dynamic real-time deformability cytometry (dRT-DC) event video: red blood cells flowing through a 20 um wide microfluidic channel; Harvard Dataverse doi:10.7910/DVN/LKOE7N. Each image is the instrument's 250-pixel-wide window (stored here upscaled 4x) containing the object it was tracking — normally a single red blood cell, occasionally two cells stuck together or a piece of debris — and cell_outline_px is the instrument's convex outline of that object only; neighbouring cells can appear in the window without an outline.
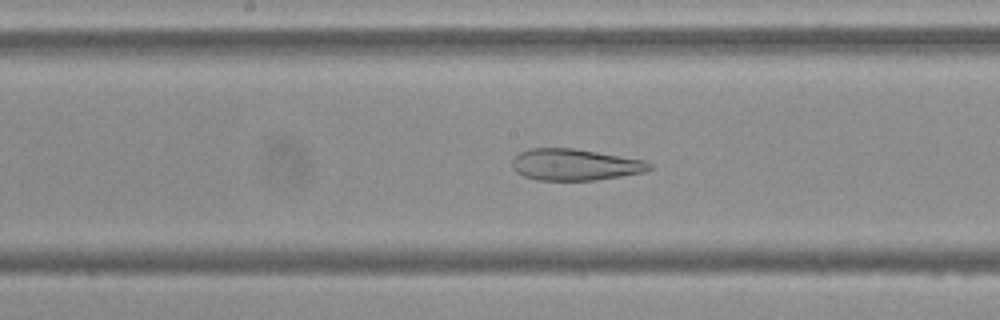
{"species": "Egyptian fruit bat (a non-hibernating species)", "species_latin": "Rousettus aegyptiacus", "temperature_condition": "cold", "stored_images_in_passage": 46, "camera_frame_rate_fps": 3000, "um_per_image_px": 0.085, "frame": {"image": 1, "passage_image": 25, "time_ms": 8.0, "image_size_px": [1000, 320], "cell_outline_px": [[652, 168], [644, 172], [596, 180], [536, 180], [524, 176], [516, 172], [512, 168], [512, 160], [520, 152], [528, 148], [572, 148], [644, 160], [652, 164]], "centroid_in_image_um": [48.84, 14.0], "position_along_channel_um": 199.4, "area_um2": 25.09}}
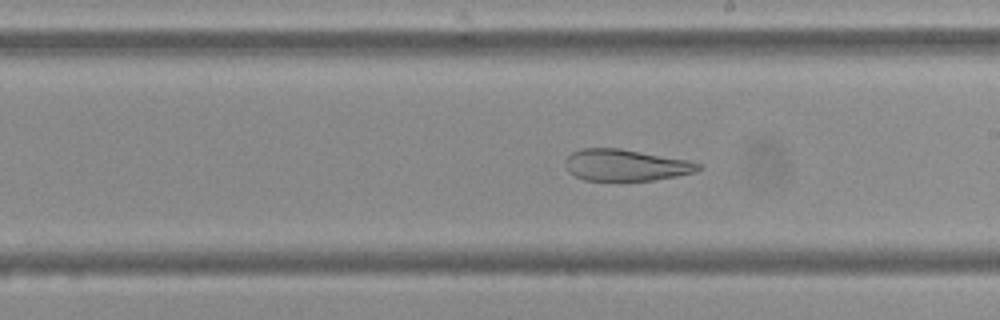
{"frame": {"image": 2, "passage_image": 28, "time_ms": 9.0, "image_size_px": [1000, 320], "cell_outline_px": [[704, 168], [696, 172], [676, 176], [652, 180], [584, 180], [568, 172], [564, 164], [568, 156], [572, 152], [580, 148], [620, 148], [688, 160], [700, 164]], "centroid_in_image_um": [53.18, 14.03], "position_along_channel_um": 235.8, "area_um2": 24.45}}
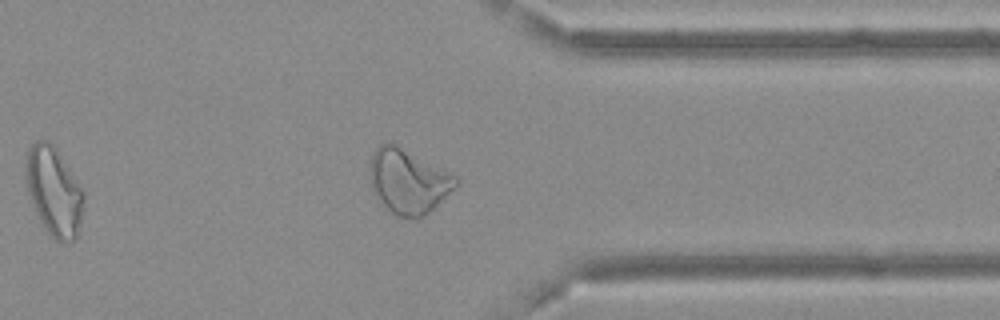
{"frame": {"image": 3, "passage_image": 40, "time_ms": 13.0, "image_size_px": [1000, 320], "cell_outline_px": [[460, 184], [456, 188], [428, 212], [416, 220], [396, 216], [376, 196], [372, 188], [372, 152], [380, 144], [392, 140], [456, 176], [460, 180]], "centroid_in_image_um": [34.74, 15.38], "position_along_channel_um": 376.7, "area_um2": 32.31}}